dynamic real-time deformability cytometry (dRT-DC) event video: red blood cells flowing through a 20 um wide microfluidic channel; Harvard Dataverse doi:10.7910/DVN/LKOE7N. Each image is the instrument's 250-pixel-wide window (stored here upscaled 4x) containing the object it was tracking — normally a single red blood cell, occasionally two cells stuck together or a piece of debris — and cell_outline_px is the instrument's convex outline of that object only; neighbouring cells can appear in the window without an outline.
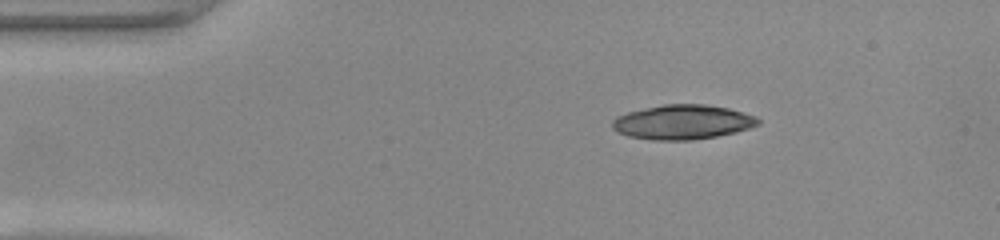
{"species": "common noctule bat (a hibernating species)", "species_latin": "Nyctalus noctula", "temperature_condition": "warm", "stored_images_in_passage": 41, "camera_frame_rate_fps": 3000, "um_per_image_px": 0.085, "animal": {"sex": "female", "body_mass_g": 22.0, "forearm_length_mm": 56.7}, "frame": {"image": 1, "passage_image": 1, "time_ms": 0.0, "image_size_px": [1000, 240], "cell_outline_px": [[760, 124], [736, 132], [716, 136], [692, 140], [652, 140], [628, 136], [616, 132], [612, 128], [612, 120], [616, 116], [628, 112], [644, 108], [664, 104], [704, 104], [728, 108], [756, 116], [760, 120]], "centroid_in_image_um": [58.0, 10.38], "position_along_channel_um": 27.0, "area_um2": 29.42}}